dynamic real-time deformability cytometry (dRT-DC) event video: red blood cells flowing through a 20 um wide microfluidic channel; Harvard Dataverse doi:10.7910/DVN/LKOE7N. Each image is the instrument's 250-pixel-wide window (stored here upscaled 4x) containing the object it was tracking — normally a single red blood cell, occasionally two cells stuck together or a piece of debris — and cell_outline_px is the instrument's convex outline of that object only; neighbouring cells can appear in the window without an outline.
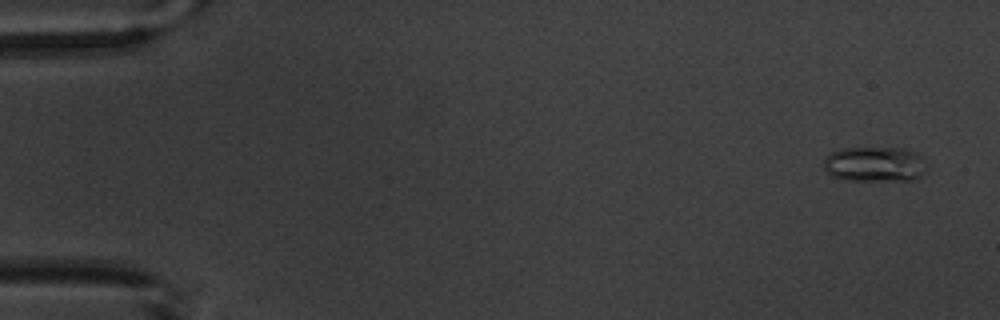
{"species": "common noctule bat (a hibernating species)", "species_latin": "Nyctalus noctula", "temperature_condition": "warm", "stored_images_in_passage": 4, "camera_frame_rate_fps": 3000, "um_per_image_px": 0.085, "animal": {"sex": "male", "body_mass_g": 20.1, "forearm_length_mm": 53.5}, "frame": {"image": 1, "passage_image": 1, "time_ms": 0.0, "image_size_px": [1000, 320], "cell_outline_px": [[924, 172], [916, 180], [844, 180], [832, 176], [824, 168], [824, 160], [832, 152], [840, 148], [900, 148], [916, 152], [920, 156]], "centroid_in_image_um": [74.31, 13.96], "position_along_channel_um": 10.7, "area_um2": 20.81}}